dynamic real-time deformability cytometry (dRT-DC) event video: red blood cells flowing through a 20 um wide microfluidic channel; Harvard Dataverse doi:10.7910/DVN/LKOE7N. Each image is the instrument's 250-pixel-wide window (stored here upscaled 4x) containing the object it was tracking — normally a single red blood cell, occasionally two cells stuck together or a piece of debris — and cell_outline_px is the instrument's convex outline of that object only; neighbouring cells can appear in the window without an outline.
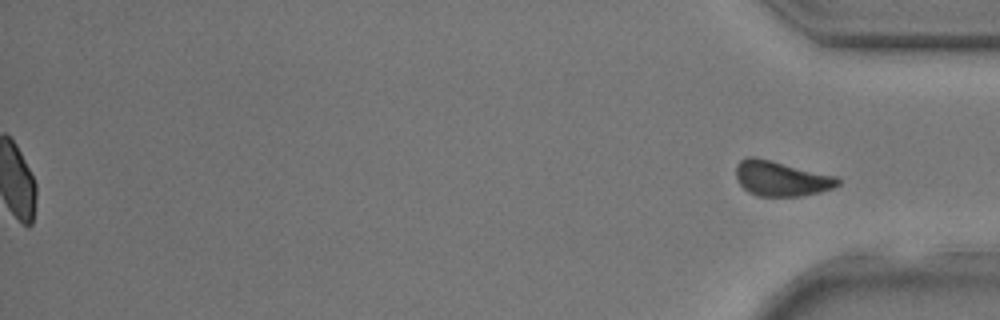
{"species": "common noctule bat (a hibernating species)", "species_latin": "Nyctalus noctula", "temperature_condition": "room temperature", "stored_images_in_passage": 30, "segment_of_instrument_passage": [2, 2], "camera_frame_rate_fps": 3000, "um_per_image_px": 0.085, "animal": {"sex": "male", "body_mass_g": 17.9, "forearm_length_mm": 54.2}, "frame": {"image": 1, "passage_image": 30, "time_ms": 9.667, "image_size_px": [1000, 320], "cell_outline_px": [[840, 184], [832, 188], [820, 192], [800, 196], [756, 196], [748, 192], [736, 180], [736, 164], [740, 160], [748, 156], [756, 156], [836, 176], [840, 180]], "centroid_in_image_um": [66.37, 15.16], "position_along_channel_um": 368.8, "area_um2": 20.98}}